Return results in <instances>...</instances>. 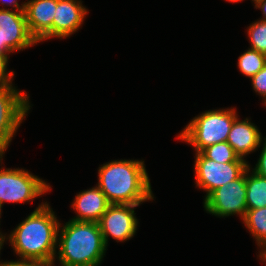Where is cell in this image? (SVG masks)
Masks as SVG:
<instances>
[{
	"mask_svg": "<svg viewBox=\"0 0 266 266\" xmlns=\"http://www.w3.org/2000/svg\"><path fill=\"white\" fill-rule=\"evenodd\" d=\"M60 222L49 203L42 202L7 236L18 261L56 260Z\"/></svg>",
	"mask_w": 266,
	"mask_h": 266,
	"instance_id": "6da1fadb",
	"label": "cell"
},
{
	"mask_svg": "<svg viewBox=\"0 0 266 266\" xmlns=\"http://www.w3.org/2000/svg\"><path fill=\"white\" fill-rule=\"evenodd\" d=\"M99 189L110 204L141 205L154 200L148 173L142 160H113L98 169Z\"/></svg>",
	"mask_w": 266,
	"mask_h": 266,
	"instance_id": "7a4b0ae2",
	"label": "cell"
},
{
	"mask_svg": "<svg viewBox=\"0 0 266 266\" xmlns=\"http://www.w3.org/2000/svg\"><path fill=\"white\" fill-rule=\"evenodd\" d=\"M57 248L61 266H99L107 246L98 223L70 219L59 225Z\"/></svg>",
	"mask_w": 266,
	"mask_h": 266,
	"instance_id": "3957f363",
	"label": "cell"
},
{
	"mask_svg": "<svg viewBox=\"0 0 266 266\" xmlns=\"http://www.w3.org/2000/svg\"><path fill=\"white\" fill-rule=\"evenodd\" d=\"M237 117L234 107L205 111L194 117L177 138L193 146L195 153L201 152L210 145L226 141Z\"/></svg>",
	"mask_w": 266,
	"mask_h": 266,
	"instance_id": "277c9868",
	"label": "cell"
},
{
	"mask_svg": "<svg viewBox=\"0 0 266 266\" xmlns=\"http://www.w3.org/2000/svg\"><path fill=\"white\" fill-rule=\"evenodd\" d=\"M5 154L0 157V164ZM51 186L23 168L0 169V205L6 202L26 203L46 194Z\"/></svg>",
	"mask_w": 266,
	"mask_h": 266,
	"instance_id": "5b68a950",
	"label": "cell"
},
{
	"mask_svg": "<svg viewBox=\"0 0 266 266\" xmlns=\"http://www.w3.org/2000/svg\"><path fill=\"white\" fill-rule=\"evenodd\" d=\"M30 107L26 92L18 91L13 85L0 87V151L3 154Z\"/></svg>",
	"mask_w": 266,
	"mask_h": 266,
	"instance_id": "8992f818",
	"label": "cell"
},
{
	"mask_svg": "<svg viewBox=\"0 0 266 266\" xmlns=\"http://www.w3.org/2000/svg\"><path fill=\"white\" fill-rule=\"evenodd\" d=\"M194 162L195 184L206 192L204 200L217 188L239 178L249 166L241 158L235 162L219 163L206 158L201 152L195 153Z\"/></svg>",
	"mask_w": 266,
	"mask_h": 266,
	"instance_id": "52a82bcc",
	"label": "cell"
},
{
	"mask_svg": "<svg viewBox=\"0 0 266 266\" xmlns=\"http://www.w3.org/2000/svg\"><path fill=\"white\" fill-rule=\"evenodd\" d=\"M204 209L217 217L239 215L244 219L246 207V171L237 179L214 190L205 200Z\"/></svg>",
	"mask_w": 266,
	"mask_h": 266,
	"instance_id": "ba28073f",
	"label": "cell"
},
{
	"mask_svg": "<svg viewBox=\"0 0 266 266\" xmlns=\"http://www.w3.org/2000/svg\"><path fill=\"white\" fill-rule=\"evenodd\" d=\"M37 43L29 32L24 11L0 9V53L23 51Z\"/></svg>",
	"mask_w": 266,
	"mask_h": 266,
	"instance_id": "9c48e42d",
	"label": "cell"
},
{
	"mask_svg": "<svg viewBox=\"0 0 266 266\" xmlns=\"http://www.w3.org/2000/svg\"><path fill=\"white\" fill-rule=\"evenodd\" d=\"M138 206L140 205H109L98 222L106 246L109 236L117 242H125L134 237L138 226L134 209Z\"/></svg>",
	"mask_w": 266,
	"mask_h": 266,
	"instance_id": "30bf717a",
	"label": "cell"
},
{
	"mask_svg": "<svg viewBox=\"0 0 266 266\" xmlns=\"http://www.w3.org/2000/svg\"><path fill=\"white\" fill-rule=\"evenodd\" d=\"M57 0H28L25 2V16L30 34L36 41L53 38V20Z\"/></svg>",
	"mask_w": 266,
	"mask_h": 266,
	"instance_id": "8fae6325",
	"label": "cell"
},
{
	"mask_svg": "<svg viewBox=\"0 0 266 266\" xmlns=\"http://www.w3.org/2000/svg\"><path fill=\"white\" fill-rule=\"evenodd\" d=\"M88 9L81 0H57L53 20V38H66L82 26Z\"/></svg>",
	"mask_w": 266,
	"mask_h": 266,
	"instance_id": "7c38bea8",
	"label": "cell"
},
{
	"mask_svg": "<svg viewBox=\"0 0 266 266\" xmlns=\"http://www.w3.org/2000/svg\"><path fill=\"white\" fill-rule=\"evenodd\" d=\"M262 138L264 137L260 130L250 119L239 120L237 117L232 124L226 142L239 158L245 160L246 155L261 147Z\"/></svg>",
	"mask_w": 266,
	"mask_h": 266,
	"instance_id": "4fadbf2b",
	"label": "cell"
},
{
	"mask_svg": "<svg viewBox=\"0 0 266 266\" xmlns=\"http://www.w3.org/2000/svg\"><path fill=\"white\" fill-rule=\"evenodd\" d=\"M109 205L106 195L98 186L80 191L71 204L77 215L71 220L98 223Z\"/></svg>",
	"mask_w": 266,
	"mask_h": 266,
	"instance_id": "5bb4252c",
	"label": "cell"
},
{
	"mask_svg": "<svg viewBox=\"0 0 266 266\" xmlns=\"http://www.w3.org/2000/svg\"><path fill=\"white\" fill-rule=\"evenodd\" d=\"M250 167L246 169V207L254 210L266 207V177L250 171Z\"/></svg>",
	"mask_w": 266,
	"mask_h": 266,
	"instance_id": "9a60e30c",
	"label": "cell"
},
{
	"mask_svg": "<svg viewBox=\"0 0 266 266\" xmlns=\"http://www.w3.org/2000/svg\"><path fill=\"white\" fill-rule=\"evenodd\" d=\"M243 223L261 248L258 257L262 260L266 256V207L247 210Z\"/></svg>",
	"mask_w": 266,
	"mask_h": 266,
	"instance_id": "2e32d148",
	"label": "cell"
},
{
	"mask_svg": "<svg viewBox=\"0 0 266 266\" xmlns=\"http://www.w3.org/2000/svg\"><path fill=\"white\" fill-rule=\"evenodd\" d=\"M237 64L240 72L251 78L266 65V55L248 48V50L239 56Z\"/></svg>",
	"mask_w": 266,
	"mask_h": 266,
	"instance_id": "e0dca14e",
	"label": "cell"
},
{
	"mask_svg": "<svg viewBox=\"0 0 266 266\" xmlns=\"http://www.w3.org/2000/svg\"><path fill=\"white\" fill-rule=\"evenodd\" d=\"M201 153L206 158L219 163L235 162L239 158L226 141L210 145L204 148Z\"/></svg>",
	"mask_w": 266,
	"mask_h": 266,
	"instance_id": "ac0fdd59",
	"label": "cell"
},
{
	"mask_svg": "<svg viewBox=\"0 0 266 266\" xmlns=\"http://www.w3.org/2000/svg\"><path fill=\"white\" fill-rule=\"evenodd\" d=\"M250 48L266 55V22L258 20L247 29Z\"/></svg>",
	"mask_w": 266,
	"mask_h": 266,
	"instance_id": "d6986e66",
	"label": "cell"
},
{
	"mask_svg": "<svg viewBox=\"0 0 266 266\" xmlns=\"http://www.w3.org/2000/svg\"><path fill=\"white\" fill-rule=\"evenodd\" d=\"M253 90L262 97L266 105V65L251 78Z\"/></svg>",
	"mask_w": 266,
	"mask_h": 266,
	"instance_id": "ffe728a7",
	"label": "cell"
},
{
	"mask_svg": "<svg viewBox=\"0 0 266 266\" xmlns=\"http://www.w3.org/2000/svg\"><path fill=\"white\" fill-rule=\"evenodd\" d=\"M9 54L0 53V87L13 85L14 71L7 72Z\"/></svg>",
	"mask_w": 266,
	"mask_h": 266,
	"instance_id": "44dd1931",
	"label": "cell"
},
{
	"mask_svg": "<svg viewBox=\"0 0 266 266\" xmlns=\"http://www.w3.org/2000/svg\"><path fill=\"white\" fill-rule=\"evenodd\" d=\"M263 140V148L260 152L261 154L259 155L257 164L255 165V168H253V171L263 177H266V136L263 138Z\"/></svg>",
	"mask_w": 266,
	"mask_h": 266,
	"instance_id": "7402d4cb",
	"label": "cell"
},
{
	"mask_svg": "<svg viewBox=\"0 0 266 266\" xmlns=\"http://www.w3.org/2000/svg\"><path fill=\"white\" fill-rule=\"evenodd\" d=\"M55 260L47 261H7L6 266H54Z\"/></svg>",
	"mask_w": 266,
	"mask_h": 266,
	"instance_id": "603a6c76",
	"label": "cell"
},
{
	"mask_svg": "<svg viewBox=\"0 0 266 266\" xmlns=\"http://www.w3.org/2000/svg\"><path fill=\"white\" fill-rule=\"evenodd\" d=\"M1 5L3 8V10H7V8H5L6 6H12L13 9L12 10H16V11H24L25 10V2L21 3V5L18 3L17 0H0Z\"/></svg>",
	"mask_w": 266,
	"mask_h": 266,
	"instance_id": "cb8c5ba5",
	"label": "cell"
},
{
	"mask_svg": "<svg viewBox=\"0 0 266 266\" xmlns=\"http://www.w3.org/2000/svg\"><path fill=\"white\" fill-rule=\"evenodd\" d=\"M254 5L256 9H261L263 12V17L260 20L266 22V0H258Z\"/></svg>",
	"mask_w": 266,
	"mask_h": 266,
	"instance_id": "d4e9b609",
	"label": "cell"
},
{
	"mask_svg": "<svg viewBox=\"0 0 266 266\" xmlns=\"http://www.w3.org/2000/svg\"><path fill=\"white\" fill-rule=\"evenodd\" d=\"M6 237L7 236H0V251L3 248L4 242H6L5 241ZM6 263H7V261H5V262L0 261V266H6Z\"/></svg>",
	"mask_w": 266,
	"mask_h": 266,
	"instance_id": "484cf974",
	"label": "cell"
},
{
	"mask_svg": "<svg viewBox=\"0 0 266 266\" xmlns=\"http://www.w3.org/2000/svg\"><path fill=\"white\" fill-rule=\"evenodd\" d=\"M2 212V206L0 205V219H1V213ZM0 236H6V234H2V232L0 231Z\"/></svg>",
	"mask_w": 266,
	"mask_h": 266,
	"instance_id": "4316f807",
	"label": "cell"
},
{
	"mask_svg": "<svg viewBox=\"0 0 266 266\" xmlns=\"http://www.w3.org/2000/svg\"><path fill=\"white\" fill-rule=\"evenodd\" d=\"M226 1H228V2H232V3H236V2H241V1H243V0H226Z\"/></svg>",
	"mask_w": 266,
	"mask_h": 266,
	"instance_id": "83f0119b",
	"label": "cell"
}]
</instances>
